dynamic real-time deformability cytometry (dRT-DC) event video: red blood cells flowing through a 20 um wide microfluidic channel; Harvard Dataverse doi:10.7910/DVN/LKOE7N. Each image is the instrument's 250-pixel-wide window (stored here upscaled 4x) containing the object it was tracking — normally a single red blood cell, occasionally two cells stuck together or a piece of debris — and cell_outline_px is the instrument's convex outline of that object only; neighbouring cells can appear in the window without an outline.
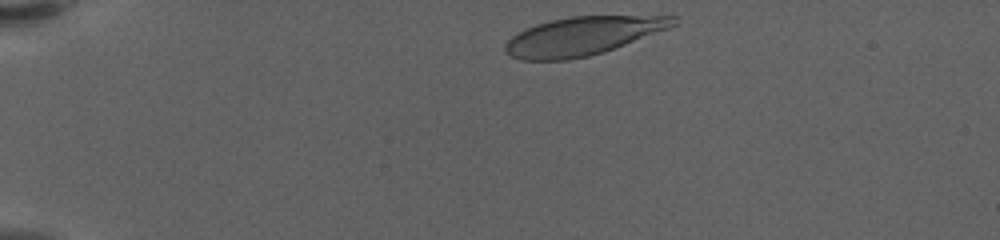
{"species": "human", "species_latin": "Homo sapiens", "temperature_condition": "warm", "stored_images_in_passage": 13, "camera_frame_rate_fps": 3000, "um_per_image_px": 0.085, "donor": {"sex": "female"}, "frame": {"image": 1, "passage_image": 1, "time_ms": 0.0, "image_size_px": [1000, 240], "cell_outline_px": [[676, 24], [668, 28], [624, 44], [588, 56], [568, 60], [520, 60], [504, 52], [504, 44], [512, 36], [524, 28], [536, 24], [552, 20], [572, 16], [676, 16]], "centroid_in_image_um": [49.44, 3.06], "position_along_channel_um": 35.6, "area_um2": 37.11}}
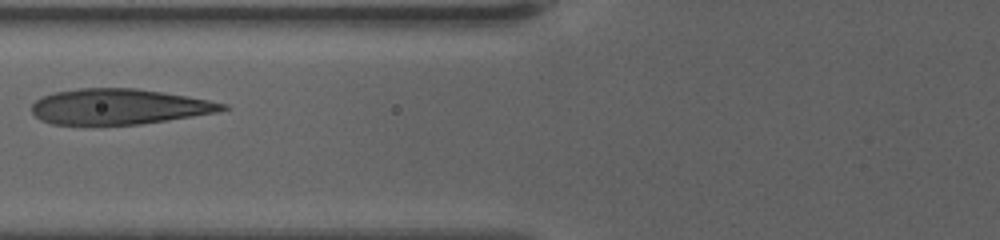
{"frame": {"image": 2, "passage_image": 5, "time_ms": 1.333, "image_size_px": [1000, 240], "cell_outline_px": [[228, 108], [216, 112], [168, 120], [140, 124], [52, 124], [40, 120], [32, 112], [32, 104], [36, 100], [44, 96], [56, 92], [80, 88], [136, 88], [164, 92], [188, 96], [228, 104]], "centroid_in_image_um": [10.12, 9.06], "position_along_channel_um": 115.7, "area_um2": 39.19}}
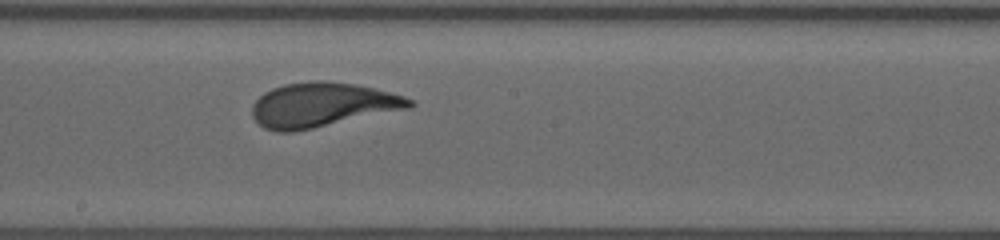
{"frame": {"image": 3, "passage_image": 13, "time_ms": 4.0, "image_size_px": [1000, 240], "cell_outline_px": [[416, 104], [408, 108], [312, 128], [292, 132], [276, 132], [264, 128], [252, 116], [252, 104], [264, 92], [272, 88], [284, 84], [316, 80], [324, 80], [356, 84], [404, 96], [412, 100]], "centroid_in_image_um": [27.34, 8.9], "position_along_channel_um": 220.9, "area_um2": 40.34}}